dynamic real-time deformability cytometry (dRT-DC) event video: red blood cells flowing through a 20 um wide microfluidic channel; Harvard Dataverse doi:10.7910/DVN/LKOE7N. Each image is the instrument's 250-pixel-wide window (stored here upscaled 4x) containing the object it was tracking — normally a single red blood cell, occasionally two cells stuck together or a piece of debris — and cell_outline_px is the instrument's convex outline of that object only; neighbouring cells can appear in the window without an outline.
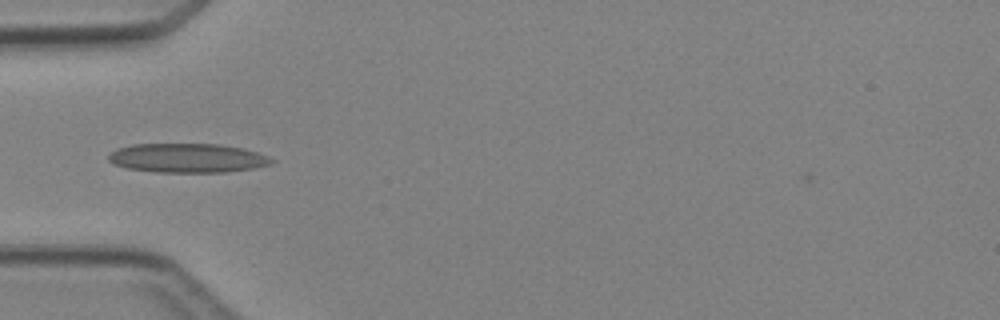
{"species": "Egyptian fruit bat (a non-hibernating species)", "species_latin": "Rousettus aegyptiacus", "temperature_condition": "cold", "stored_images_in_passage": 2, "camera_frame_rate_fps": 3000, "um_per_image_px": 0.085, "animal": {"sex": "female"}, "frame": {"image": 1, "passage_image": 1, "time_ms": 0.0, "image_size_px": [1000, 320], "cell_outline_px": [[276, 160], [272, 164], [252, 168], [224, 172], [156, 172], [124, 168], [112, 164], [108, 160], [108, 156], [116, 148], [132, 144], [216, 144], [240, 148], [256, 152], [268, 156]], "centroid_in_image_um": [15.88, 13.43], "position_along_channel_um": 69.1, "area_um2": 27.74}}
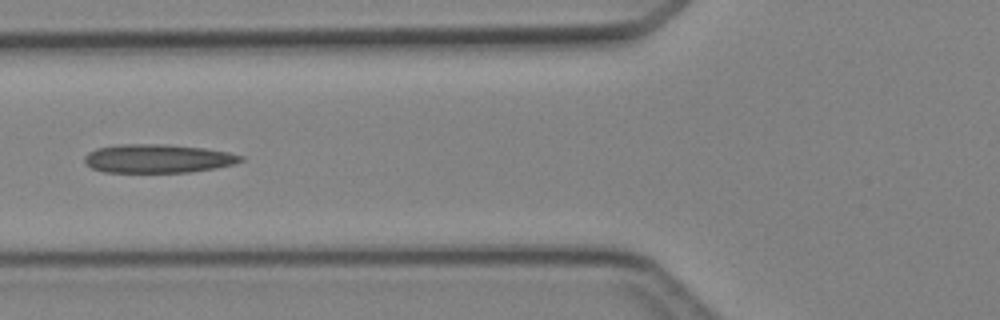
{"frame": {"image": 2, "passage_image": 2, "time_ms": 1.0, "image_size_px": [1000, 320], "cell_outline_px": [[244, 160], [232, 164], [216, 168], [188, 172], [104, 172], [92, 168], [84, 164], [84, 156], [88, 152], [96, 148], [120, 144], [164, 144], [204, 148], [228, 152], [244, 156]], "centroid_in_image_um": [13.38, 13.47], "position_along_channel_um": 112.4, "area_um2": 26.13}}